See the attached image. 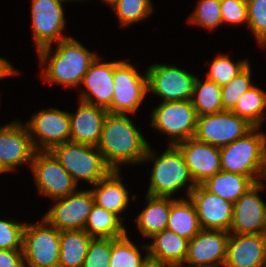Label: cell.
Instances as JSON below:
<instances>
[{"mask_svg":"<svg viewBox=\"0 0 266 267\" xmlns=\"http://www.w3.org/2000/svg\"><path fill=\"white\" fill-rule=\"evenodd\" d=\"M96 147L107 165L120 171L123 164L142 163L149 144L127 114L108 112Z\"/></svg>","mask_w":266,"mask_h":267,"instance_id":"1","label":"cell"},{"mask_svg":"<svg viewBox=\"0 0 266 267\" xmlns=\"http://www.w3.org/2000/svg\"><path fill=\"white\" fill-rule=\"evenodd\" d=\"M55 45L57 48L53 56L50 55L52 46L38 50L41 64L47 65L43 71V80L64 87L80 86L84 75L98 56L70 36Z\"/></svg>","mask_w":266,"mask_h":267,"instance_id":"2","label":"cell"},{"mask_svg":"<svg viewBox=\"0 0 266 267\" xmlns=\"http://www.w3.org/2000/svg\"><path fill=\"white\" fill-rule=\"evenodd\" d=\"M154 153L149 145L143 160V162H148L150 159L155 160L146 194L150 196L172 197V194L180 190V188L186 187V183L191 181L187 188V195L189 197L197 184L179 148L176 145H169V148L167 147L166 151L159 155V157H156Z\"/></svg>","mask_w":266,"mask_h":267,"instance_id":"3","label":"cell"},{"mask_svg":"<svg viewBox=\"0 0 266 267\" xmlns=\"http://www.w3.org/2000/svg\"><path fill=\"white\" fill-rule=\"evenodd\" d=\"M50 152L77 184L85 180L95 185L112 171L96 146L70 141L53 147Z\"/></svg>","mask_w":266,"mask_h":267,"instance_id":"4","label":"cell"},{"mask_svg":"<svg viewBox=\"0 0 266 267\" xmlns=\"http://www.w3.org/2000/svg\"><path fill=\"white\" fill-rule=\"evenodd\" d=\"M265 146V133L253 127L240 139L219 148L221 170L249 176L256 183Z\"/></svg>","mask_w":266,"mask_h":267,"instance_id":"5","label":"cell"},{"mask_svg":"<svg viewBox=\"0 0 266 267\" xmlns=\"http://www.w3.org/2000/svg\"><path fill=\"white\" fill-rule=\"evenodd\" d=\"M22 253L25 267H58L60 231L43 218L37 224H25Z\"/></svg>","mask_w":266,"mask_h":267,"instance_id":"6","label":"cell"},{"mask_svg":"<svg viewBox=\"0 0 266 267\" xmlns=\"http://www.w3.org/2000/svg\"><path fill=\"white\" fill-rule=\"evenodd\" d=\"M152 111L151 125L169 136V145L194 137L198 116L191 100L162 102Z\"/></svg>","mask_w":266,"mask_h":267,"instance_id":"7","label":"cell"},{"mask_svg":"<svg viewBox=\"0 0 266 267\" xmlns=\"http://www.w3.org/2000/svg\"><path fill=\"white\" fill-rule=\"evenodd\" d=\"M113 78V99L107 111L112 114L136 113L148 94L146 71L141 76L132 64L122 60L114 68Z\"/></svg>","mask_w":266,"mask_h":267,"instance_id":"8","label":"cell"},{"mask_svg":"<svg viewBox=\"0 0 266 267\" xmlns=\"http://www.w3.org/2000/svg\"><path fill=\"white\" fill-rule=\"evenodd\" d=\"M148 92L158 95L162 102L187 101L193 96L197 77L176 66L153 64L147 70Z\"/></svg>","mask_w":266,"mask_h":267,"instance_id":"9","label":"cell"},{"mask_svg":"<svg viewBox=\"0 0 266 267\" xmlns=\"http://www.w3.org/2000/svg\"><path fill=\"white\" fill-rule=\"evenodd\" d=\"M30 168L38 192L44 196L55 200L77 191L76 187L79 184L50 151H36Z\"/></svg>","mask_w":266,"mask_h":267,"instance_id":"10","label":"cell"},{"mask_svg":"<svg viewBox=\"0 0 266 267\" xmlns=\"http://www.w3.org/2000/svg\"><path fill=\"white\" fill-rule=\"evenodd\" d=\"M253 126L232 111L197 117L194 138L221 148L248 133Z\"/></svg>","mask_w":266,"mask_h":267,"instance_id":"11","label":"cell"},{"mask_svg":"<svg viewBox=\"0 0 266 267\" xmlns=\"http://www.w3.org/2000/svg\"><path fill=\"white\" fill-rule=\"evenodd\" d=\"M26 127L36 151H50L57 145L70 142L69 112L56 108L43 109L32 116Z\"/></svg>","mask_w":266,"mask_h":267,"instance_id":"12","label":"cell"},{"mask_svg":"<svg viewBox=\"0 0 266 267\" xmlns=\"http://www.w3.org/2000/svg\"><path fill=\"white\" fill-rule=\"evenodd\" d=\"M30 8L37 51L69 38L62 34L66 20L60 0H32Z\"/></svg>","mask_w":266,"mask_h":267,"instance_id":"13","label":"cell"},{"mask_svg":"<svg viewBox=\"0 0 266 267\" xmlns=\"http://www.w3.org/2000/svg\"><path fill=\"white\" fill-rule=\"evenodd\" d=\"M94 205L91 190L76 191L66 197L55 199V204L43 219L59 231L84 230Z\"/></svg>","mask_w":266,"mask_h":267,"instance_id":"14","label":"cell"},{"mask_svg":"<svg viewBox=\"0 0 266 267\" xmlns=\"http://www.w3.org/2000/svg\"><path fill=\"white\" fill-rule=\"evenodd\" d=\"M36 153L26 125L20 121L10 122L0 127V170L12 171L30 162Z\"/></svg>","mask_w":266,"mask_h":267,"instance_id":"15","label":"cell"},{"mask_svg":"<svg viewBox=\"0 0 266 267\" xmlns=\"http://www.w3.org/2000/svg\"><path fill=\"white\" fill-rule=\"evenodd\" d=\"M265 187L255 183L233 204L229 233L266 234V204L258 195Z\"/></svg>","mask_w":266,"mask_h":267,"instance_id":"16","label":"cell"},{"mask_svg":"<svg viewBox=\"0 0 266 267\" xmlns=\"http://www.w3.org/2000/svg\"><path fill=\"white\" fill-rule=\"evenodd\" d=\"M229 232L201 229L188 242L184 264L188 266H224L227 255Z\"/></svg>","mask_w":266,"mask_h":267,"instance_id":"17","label":"cell"},{"mask_svg":"<svg viewBox=\"0 0 266 267\" xmlns=\"http://www.w3.org/2000/svg\"><path fill=\"white\" fill-rule=\"evenodd\" d=\"M194 202L202 229L229 232L233 203L208 191L202 184L197 185L189 195Z\"/></svg>","mask_w":266,"mask_h":267,"instance_id":"18","label":"cell"},{"mask_svg":"<svg viewBox=\"0 0 266 267\" xmlns=\"http://www.w3.org/2000/svg\"><path fill=\"white\" fill-rule=\"evenodd\" d=\"M100 60L101 58L98 56L81 81L86 90H80V101L107 110L111 106L113 99L114 68L121 62V60L112 62H100Z\"/></svg>","mask_w":266,"mask_h":267,"instance_id":"19","label":"cell"},{"mask_svg":"<svg viewBox=\"0 0 266 267\" xmlns=\"http://www.w3.org/2000/svg\"><path fill=\"white\" fill-rule=\"evenodd\" d=\"M197 185L221 171L220 149L197 139L189 138L176 144Z\"/></svg>","mask_w":266,"mask_h":267,"instance_id":"20","label":"cell"},{"mask_svg":"<svg viewBox=\"0 0 266 267\" xmlns=\"http://www.w3.org/2000/svg\"><path fill=\"white\" fill-rule=\"evenodd\" d=\"M224 267H266V234H230Z\"/></svg>","mask_w":266,"mask_h":267,"instance_id":"21","label":"cell"},{"mask_svg":"<svg viewBox=\"0 0 266 267\" xmlns=\"http://www.w3.org/2000/svg\"><path fill=\"white\" fill-rule=\"evenodd\" d=\"M108 111L81 101L75 113H70L71 137L74 143L97 146Z\"/></svg>","mask_w":266,"mask_h":267,"instance_id":"22","label":"cell"},{"mask_svg":"<svg viewBox=\"0 0 266 267\" xmlns=\"http://www.w3.org/2000/svg\"><path fill=\"white\" fill-rule=\"evenodd\" d=\"M151 238L153 242L143 246L147 250L148 256L168 267L184 266L189 240L167 229Z\"/></svg>","mask_w":266,"mask_h":267,"instance_id":"23","label":"cell"},{"mask_svg":"<svg viewBox=\"0 0 266 267\" xmlns=\"http://www.w3.org/2000/svg\"><path fill=\"white\" fill-rule=\"evenodd\" d=\"M120 171L112 170L106 177L101 179L91 190L94 204L116 214L120 218L129 204V193L121 181Z\"/></svg>","mask_w":266,"mask_h":267,"instance_id":"24","label":"cell"},{"mask_svg":"<svg viewBox=\"0 0 266 267\" xmlns=\"http://www.w3.org/2000/svg\"><path fill=\"white\" fill-rule=\"evenodd\" d=\"M147 205L137 216L136 222L139 232L151 238L153 235L167 229V222L171 210L172 197L146 196Z\"/></svg>","mask_w":266,"mask_h":267,"instance_id":"25","label":"cell"},{"mask_svg":"<svg viewBox=\"0 0 266 267\" xmlns=\"http://www.w3.org/2000/svg\"><path fill=\"white\" fill-rule=\"evenodd\" d=\"M201 229L195 204L190 197L188 200L175 199L171 203L167 230L191 240Z\"/></svg>","mask_w":266,"mask_h":267,"instance_id":"26","label":"cell"},{"mask_svg":"<svg viewBox=\"0 0 266 267\" xmlns=\"http://www.w3.org/2000/svg\"><path fill=\"white\" fill-rule=\"evenodd\" d=\"M254 184L249 176L222 170L202 183L208 191L233 204Z\"/></svg>","mask_w":266,"mask_h":267,"instance_id":"27","label":"cell"},{"mask_svg":"<svg viewBox=\"0 0 266 267\" xmlns=\"http://www.w3.org/2000/svg\"><path fill=\"white\" fill-rule=\"evenodd\" d=\"M92 239L85 230L60 231L58 267H82Z\"/></svg>","mask_w":266,"mask_h":267,"instance_id":"28","label":"cell"},{"mask_svg":"<svg viewBox=\"0 0 266 267\" xmlns=\"http://www.w3.org/2000/svg\"><path fill=\"white\" fill-rule=\"evenodd\" d=\"M84 230L93 238L118 239L127 234L121 219L114 213L94 204Z\"/></svg>","mask_w":266,"mask_h":267,"instance_id":"29","label":"cell"},{"mask_svg":"<svg viewBox=\"0 0 266 267\" xmlns=\"http://www.w3.org/2000/svg\"><path fill=\"white\" fill-rule=\"evenodd\" d=\"M266 92L253 85L238 100L231 110L239 117L245 119L253 127H260L265 120Z\"/></svg>","mask_w":266,"mask_h":267,"instance_id":"30","label":"cell"},{"mask_svg":"<svg viewBox=\"0 0 266 267\" xmlns=\"http://www.w3.org/2000/svg\"><path fill=\"white\" fill-rule=\"evenodd\" d=\"M191 101L197 116L225 111L221 103V86L207 79L203 83L196 79Z\"/></svg>","mask_w":266,"mask_h":267,"instance_id":"31","label":"cell"},{"mask_svg":"<svg viewBox=\"0 0 266 267\" xmlns=\"http://www.w3.org/2000/svg\"><path fill=\"white\" fill-rule=\"evenodd\" d=\"M148 256L142 258L139 248L132 243L127 234L118 239H111V258L109 267H140Z\"/></svg>","mask_w":266,"mask_h":267,"instance_id":"32","label":"cell"},{"mask_svg":"<svg viewBox=\"0 0 266 267\" xmlns=\"http://www.w3.org/2000/svg\"><path fill=\"white\" fill-rule=\"evenodd\" d=\"M117 15L121 27L138 23L153 12L151 0H116L110 5Z\"/></svg>","mask_w":266,"mask_h":267,"instance_id":"33","label":"cell"},{"mask_svg":"<svg viewBox=\"0 0 266 267\" xmlns=\"http://www.w3.org/2000/svg\"><path fill=\"white\" fill-rule=\"evenodd\" d=\"M248 65L249 62L247 60H241L235 64L228 55L219 54L210 64L206 79L222 86L232 80Z\"/></svg>","mask_w":266,"mask_h":267,"instance_id":"34","label":"cell"},{"mask_svg":"<svg viewBox=\"0 0 266 267\" xmlns=\"http://www.w3.org/2000/svg\"><path fill=\"white\" fill-rule=\"evenodd\" d=\"M251 73L248 65L227 84L221 86V103L224 110L231 111L239 98L253 86Z\"/></svg>","mask_w":266,"mask_h":267,"instance_id":"35","label":"cell"},{"mask_svg":"<svg viewBox=\"0 0 266 267\" xmlns=\"http://www.w3.org/2000/svg\"><path fill=\"white\" fill-rule=\"evenodd\" d=\"M188 21L210 30L222 25L221 0H199Z\"/></svg>","mask_w":266,"mask_h":267,"instance_id":"36","label":"cell"},{"mask_svg":"<svg viewBox=\"0 0 266 267\" xmlns=\"http://www.w3.org/2000/svg\"><path fill=\"white\" fill-rule=\"evenodd\" d=\"M248 26L260 46H266V0H246Z\"/></svg>","mask_w":266,"mask_h":267,"instance_id":"37","label":"cell"},{"mask_svg":"<svg viewBox=\"0 0 266 267\" xmlns=\"http://www.w3.org/2000/svg\"><path fill=\"white\" fill-rule=\"evenodd\" d=\"M111 238H93L82 267H109Z\"/></svg>","mask_w":266,"mask_h":267,"instance_id":"38","label":"cell"},{"mask_svg":"<svg viewBox=\"0 0 266 267\" xmlns=\"http://www.w3.org/2000/svg\"><path fill=\"white\" fill-rule=\"evenodd\" d=\"M25 224L13 220H0V249L22 250Z\"/></svg>","mask_w":266,"mask_h":267,"instance_id":"39","label":"cell"},{"mask_svg":"<svg viewBox=\"0 0 266 267\" xmlns=\"http://www.w3.org/2000/svg\"><path fill=\"white\" fill-rule=\"evenodd\" d=\"M222 24H248L246 0H221Z\"/></svg>","mask_w":266,"mask_h":267,"instance_id":"40","label":"cell"},{"mask_svg":"<svg viewBox=\"0 0 266 267\" xmlns=\"http://www.w3.org/2000/svg\"><path fill=\"white\" fill-rule=\"evenodd\" d=\"M0 267H25L22 250L0 249Z\"/></svg>","mask_w":266,"mask_h":267,"instance_id":"41","label":"cell"},{"mask_svg":"<svg viewBox=\"0 0 266 267\" xmlns=\"http://www.w3.org/2000/svg\"><path fill=\"white\" fill-rule=\"evenodd\" d=\"M15 74H19L18 70L8 60L0 57V79Z\"/></svg>","mask_w":266,"mask_h":267,"instance_id":"42","label":"cell"},{"mask_svg":"<svg viewBox=\"0 0 266 267\" xmlns=\"http://www.w3.org/2000/svg\"><path fill=\"white\" fill-rule=\"evenodd\" d=\"M262 178L266 179V146H265L263 154H262L260 172H259L256 183L263 185Z\"/></svg>","mask_w":266,"mask_h":267,"instance_id":"43","label":"cell"},{"mask_svg":"<svg viewBox=\"0 0 266 267\" xmlns=\"http://www.w3.org/2000/svg\"><path fill=\"white\" fill-rule=\"evenodd\" d=\"M140 267H168L164 263H161L157 259L147 256L141 263Z\"/></svg>","mask_w":266,"mask_h":267,"instance_id":"44","label":"cell"},{"mask_svg":"<svg viewBox=\"0 0 266 267\" xmlns=\"http://www.w3.org/2000/svg\"><path fill=\"white\" fill-rule=\"evenodd\" d=\"M116 0H104V3H108V5H111L115 2Z\"/></svg>","mask_w":266,"mask_h":267,"instance_id":"45","label":"cell"},{"mask_svg":"<svg viewBox=\"0 0 266 267\" xmlns=\"http://www.w3.org/2000/svg\"><path fill=\"white\" fill-rule=\"evenodd\" d=\"M187 267H220V266H187ZM224 267V266H221Z\"/></svg>","mask_w":266,"mask_h":267,"instance_id":"46","label":"cell"},{"mask_svg":"<svg viewBox=\"0 0 266 267\" xmlns=\"http://www.w3.org/2000/svg\"><path fill=\"white\" fill-rule=\"evenodd\" d=\"M60 1L63 3L64 1H77V0H60ZM78 1H81V0H78Z\"/></svg>","mask_w":266,"mask_h":267,"instance_id":"47","label":"cell"}]
</instances>
